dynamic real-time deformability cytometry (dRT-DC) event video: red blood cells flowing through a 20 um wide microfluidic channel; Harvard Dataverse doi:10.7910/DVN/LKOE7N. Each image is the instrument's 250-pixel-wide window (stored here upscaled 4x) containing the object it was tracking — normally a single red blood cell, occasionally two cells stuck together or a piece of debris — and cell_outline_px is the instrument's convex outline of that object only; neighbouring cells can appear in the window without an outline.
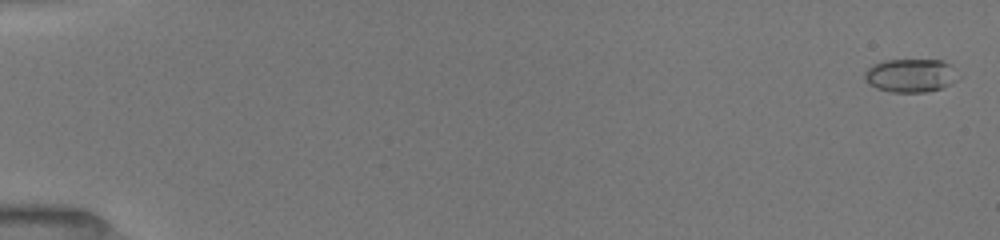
{"species": "common noctule bat (a hibernating species)", "species_latin": "Nyctalus noctula", "temperature_condition": "room temperature", "stored_images_in_passage": 15, "camera_frame_rate_fps": 3000, "um_per_image_px": 0.085, "animal": {"sex": "female", "body_mass_g": 19.5, "forearm_length_mm": 54.1}, "frame": {"image": 1, "passage_image": 1, "time_ms": 0.0, "image_size_px": [1000, 240], "cell_outline_px": [[960, 76], [956, 80], [940, 88], [924, 92], [892, 92], [876, 88], [868, 84], [864, 76], [864, 72], [872, 64], [884, 60], [940, 60], [948, 64]], "centroid_in_image_um": [77.35, 6.41], "position_along_channel_um": 7.6, "area_um2": 18.09}}
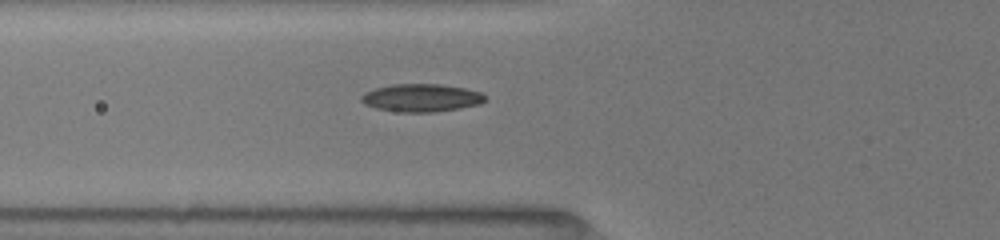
{"frame": {"image": 2, "passage_image": 13, "time_ms": 6.333, "image_size_px": [1000, 240], "cell_outline_px": [[484, 100], [480, 104], [460, 108], [432, 112], [400, 112], [376, 108], [364, 104], [360, 100], [360, 96], [364, 92], [376, 88], [392, 84], [440, 84], [464, 88], [480, 92], [484, 96]], "centroid_in_image_um": [35.77, 8.31], "position_along_channel_um": 90.0, "area_um2": 20.0}}
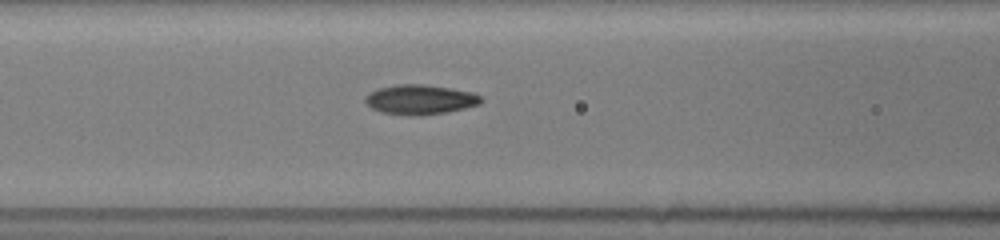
{"frame": {"image": 3, "passage_image": 15, "time_ms": 7.333, "image_size_px": [1000, 240], "cell_outline_px": [[480, 104], [448, 112], [384, 112], [372, 108], [364, 100], [364, 96], [368, 92], [380, 88], [396, 84], [424, 84], [472, 92], [480, 96]], "centroid_in_image_um": [35.69, 8.4], "position_along_channel_um": 130.9, "area_um2": 18.9}}